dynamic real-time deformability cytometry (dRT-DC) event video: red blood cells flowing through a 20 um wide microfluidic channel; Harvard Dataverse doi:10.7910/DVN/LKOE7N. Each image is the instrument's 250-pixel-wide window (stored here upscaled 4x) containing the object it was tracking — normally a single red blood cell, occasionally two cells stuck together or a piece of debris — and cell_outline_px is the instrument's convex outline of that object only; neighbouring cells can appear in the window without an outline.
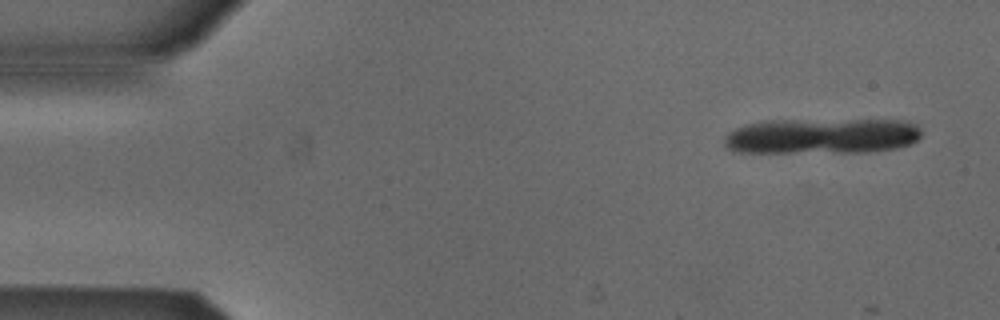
{"species": "Egyptian fruit bat (a non-hibernating species)", "species_latin": "Rousettus aegyptiacus", "temperature_condition": "cold", "stored_images_in_passage": 4, "camera_frame_rate_fps": 3000, "um_per_image_px": 0.085, "animal": {"sex": "male"}, "frame": {"image": 1, "passage_image": 1, "time_ms": 0.0, "image_size_px": [1000, 320], "cell_outline_px": [[920, 136], [916, 140], [908, 144], [896, 148], [864, 152], [732, 152], [724, 144], [724, 140], [728, 132], [736, 128], [748, 124], [764, 120], [904, 120], [916, 124], [920, 128]], "centroid_in_image_um": [69.83, 11.56], "position_along_channel_um": 15.2, "area_um2": 40.98}}